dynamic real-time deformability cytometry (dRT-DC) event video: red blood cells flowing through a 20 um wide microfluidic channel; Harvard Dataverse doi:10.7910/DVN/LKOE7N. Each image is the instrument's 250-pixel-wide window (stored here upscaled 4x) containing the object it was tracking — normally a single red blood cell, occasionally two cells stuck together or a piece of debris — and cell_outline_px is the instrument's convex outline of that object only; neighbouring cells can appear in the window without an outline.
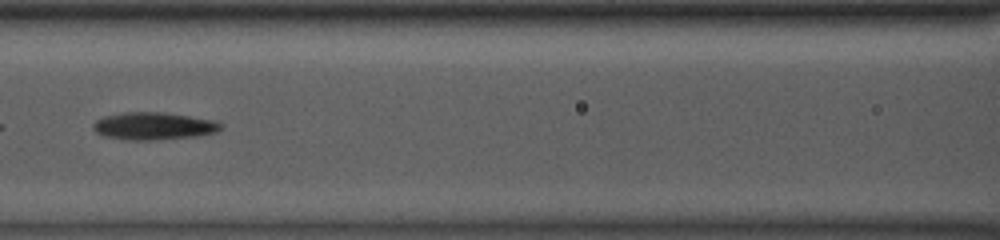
{"species": "common noctule bat (a hibernating species)", "species_latin": "Nyctalus noctula", "temperature_condition": "room temperature", "stored_images_in_passage": 40, "camera_frame_rate_fps": 3000, "um_per_image_px": 0.085, "animal": {"sex": "male", "body_mass_g": 13.0, "forearm_length_mm": 53.1}, "frame": {"image": 1, "passage_image": 12, "time_ms": 3.667, "image_size_px": [1000, 240], "cell_outline_px": [[224, 124], [216, 132], [200, 136], [148, 140], [132, 140], [104, 136], [96, 132], [92, 128], [92, 124], [96, 120], [104, 116], [124, 112], [164, 112], [216, 120]], "centroid_in_image_um": [13.08, 10.7], "position_along_channel_um": 153.5, "area_um2": 20.52}}